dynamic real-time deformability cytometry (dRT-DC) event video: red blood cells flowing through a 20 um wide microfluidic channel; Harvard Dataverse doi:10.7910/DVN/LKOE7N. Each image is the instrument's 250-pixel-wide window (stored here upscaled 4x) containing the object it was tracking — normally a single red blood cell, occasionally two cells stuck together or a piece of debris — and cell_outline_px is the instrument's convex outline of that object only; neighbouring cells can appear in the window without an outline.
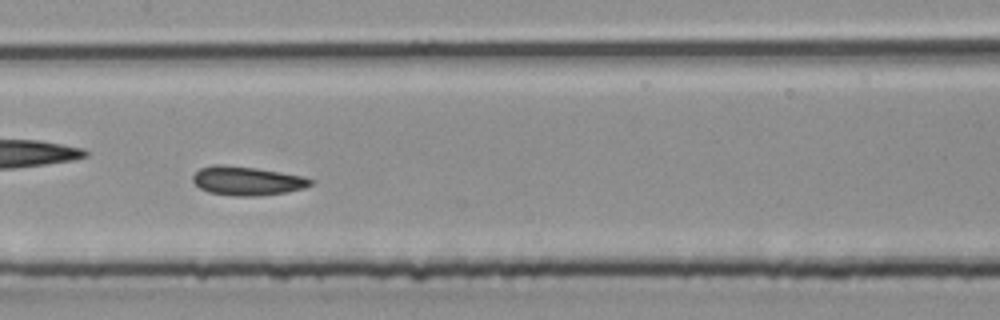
{"species": "common noctule bat (a hibernating species)", "species_latin": "Nyctalus noctula", "temperature_condition": "room temperature", "stored_images_in_passage": 30, "camera_frame_rate_fps": 3000, "um_per_image_px": 0.085, "animal": {"sex": "male", "body_mass_g": 20.4}, "frame": {"image": 1, "passage_image": 9, "time_ms": 2.667, "image_size_px": [1000, 320], "cell_outline_px": [[316, 180], [312, 184], [304, 188], [284, 192], [256, 196], [236, 196], [208, 192], [200, 188], [192, 180], [192, 176], [200, 168], [216, 164], [220, 164], [256, 168], [304, 176]], "centroid_in_image_um": [21.01, 15.37], "position_along_channel_um": 186.4, "area_um2": 19.77}}
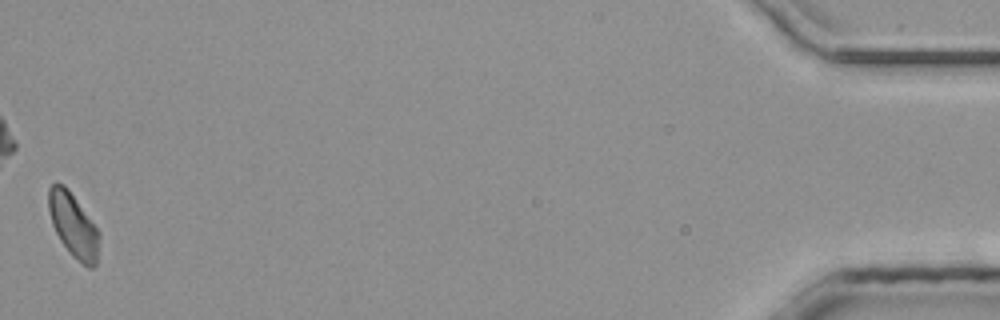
{"frame": {"image": 2, "passage_image": 30, "time_ms": 9.667, "image_size_px": [1000, 320], "cell_outline_px": [[100, 236], [96, 264], [92, 268], [88, 268], [72, 256], [60, 240], [52, 224], [48, 208], [48, 188], [52, 184], [64, 184], [68, 188], [100, 232]], "centroid_in_image_um": [6.24, 19.16], "position_along_channel_um": 429.0, "area_um2": 18.84}}